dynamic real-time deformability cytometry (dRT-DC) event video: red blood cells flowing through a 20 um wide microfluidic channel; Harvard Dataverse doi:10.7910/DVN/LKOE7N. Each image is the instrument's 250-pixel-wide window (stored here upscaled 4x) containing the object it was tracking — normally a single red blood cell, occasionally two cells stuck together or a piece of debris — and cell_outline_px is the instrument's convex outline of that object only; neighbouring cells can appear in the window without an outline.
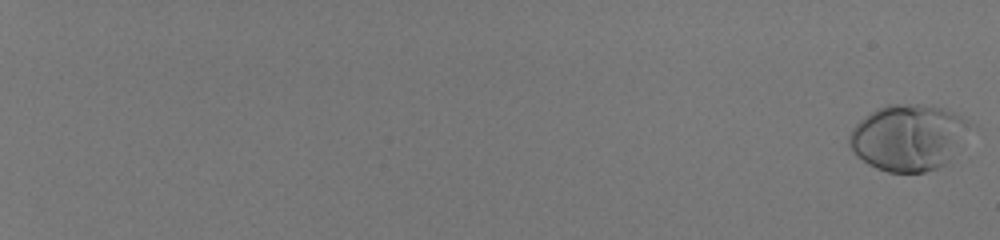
{"species": "human", "species_latin": "Homo sapiens", "temperature_condition": "room temperature", "stored_images_in_passage": 60, "camera_frame_rate_fps": 3000, "um_per_image_px": 0.085, "donor": {"sex": "male"}, "frame": {"image": 1, "passage_image": 1, "time_ms": 0.0, "image_size_px": [1000, 240], "cell_outline_px": [[976, 124], [952, 164], [924, 172], [888, 172], [876, 168], [868, 164], [856, 156], [848, 144], [848, 136], [852, 128], [864, 116], [876, 108], [888, 104], [920, 104], [940, 108], [952, 112]], "centroid_in_image_um": [77.3, 11.7], "position_along_channel_um": 7.7, "area_um2": 47.92}}
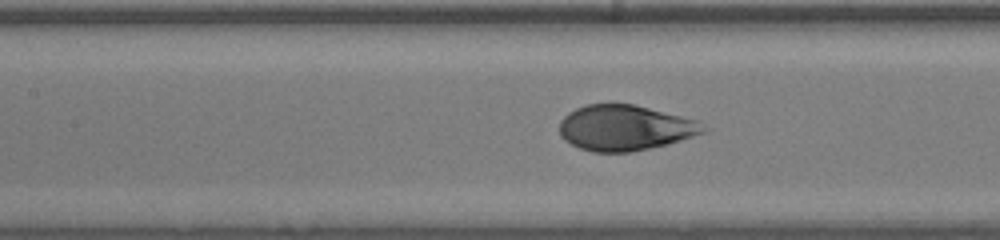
{"frame": {"image": 2, "passage_image": 35, "time_ms": 11.333, "image_size_px": [1000, 240], "cell_outline_px": [[712, 128], [704, 132], [668, 144], [632, 152], [592, 152], [580, 148], [564, 140], [560, 136], [560, 120], [568, 112], [584, 104], [632, 104], [696, 120]], "centroid_in_image_um": [53.11, 10.87], "position_along_channel_um": 154.3, "area_um2": 38.09}}
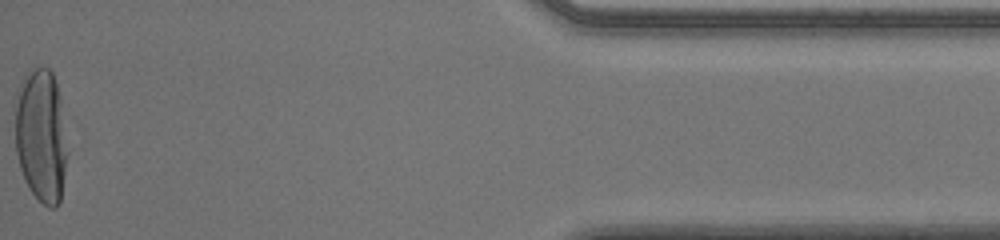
{"frame": {"image": 3, "passage_image": 60, "time_ms": 19.667, "image_size_px": [1000, 240], "cell_outline_px": [[68, 152], [60, 204], [56, 208], [48, 208], [28, 188], [24, 180], [20, 168], [16, 152], [16, 108], [20, 84], [24, 76], [28, 72], [36, 68], [48, 68], [52, 72], [56, 84], [60, 100]], "centroid_in_image_um": [3.51, 11.6], "position_along_channel_um": 431.7, "area_um2": 40.46}, "authors_computed_cell_mechanics": {"area_um2": 40.7201, "velocity_mm_per_s": 3.9831, "shape_relaxation_time_tau1_ms": 4.9185, "shape_relaxation_time_tau2_ms": null, "deformation_change_tau1": 0.2265, "deformation_change_tau2": null}}